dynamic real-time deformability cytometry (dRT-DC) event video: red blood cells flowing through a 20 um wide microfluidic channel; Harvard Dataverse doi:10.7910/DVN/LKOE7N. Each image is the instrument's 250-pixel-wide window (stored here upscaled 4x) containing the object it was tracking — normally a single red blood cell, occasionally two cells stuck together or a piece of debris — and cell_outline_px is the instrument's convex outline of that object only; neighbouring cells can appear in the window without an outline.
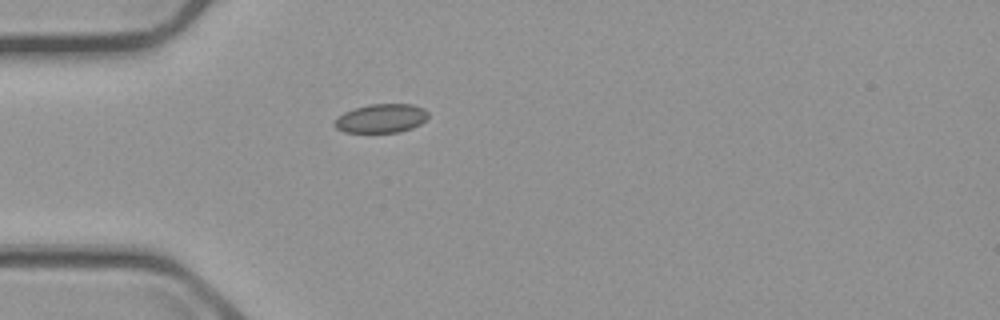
{"species": "common noctule bat (a hibernating species)", "species_latin": "Nyctalus noctula", "temperature_condition": "cold", "stored_images_in_passage": 1, "camera_frame_rate_fps": 3000, "um_per_image_px": 0.085, "animal": {"sex": "male", "body_mass_g": 23.1, "forearm_length_mm": 52.7}, "frame": {"image": 1, "passage_image": 1, "time_ms": 0.0, "image_size_px": [1000, 320], "cell_outline_px": [[428, 116], [420, 124], [412, 128], [400, 132], [344, 132], [336, 128], [332, 124], [344, 112], [352, 108], [368, 104], [412, 104], [424, 108], [428, 112]], "centroid_in_image_um": [32.4, 10.05], "position_along_channel_um": 52.6, "area_um2": 15.78}}